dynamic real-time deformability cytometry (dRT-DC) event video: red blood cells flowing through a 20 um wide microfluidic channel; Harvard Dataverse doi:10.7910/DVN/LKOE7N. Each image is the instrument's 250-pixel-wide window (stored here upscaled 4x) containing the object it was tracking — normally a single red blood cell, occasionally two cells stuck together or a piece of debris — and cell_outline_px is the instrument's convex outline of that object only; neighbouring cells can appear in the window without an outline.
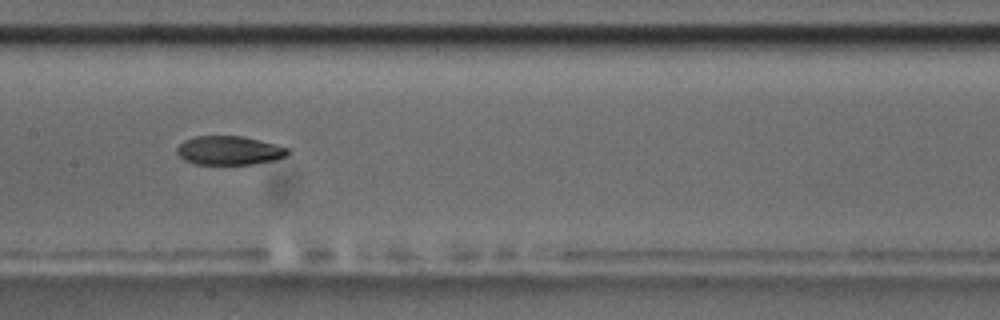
{"species": "common noctule bat (a hibernating species)", "species_latin": "Nyctalus noctula", "temperature_condition": "room temperature", "stored_images_in_passage": 9, "camera_frame_rate_fps": 3000, "um_per_image_px": 0.085, "animal": {"sex": "male", "body_mass_g": 17.5, "forearm_length_mm": 52.3}, "frame": {"image": 1, "passage_image": 8, "time_ms": 8.0, "image_size_px": [1000, 320], "cell_outline_px": [[292, 152], [276, 160], [252, 164], [192, 164], [184, 160], [176, 152], [176, 148], [184, 140], [192, 136], [244, 136], [292, 148]], "centroid_in_image_um": [19.51, 12.78], "position_along_channel_um": 187.9, "area_um2": 18.96}}